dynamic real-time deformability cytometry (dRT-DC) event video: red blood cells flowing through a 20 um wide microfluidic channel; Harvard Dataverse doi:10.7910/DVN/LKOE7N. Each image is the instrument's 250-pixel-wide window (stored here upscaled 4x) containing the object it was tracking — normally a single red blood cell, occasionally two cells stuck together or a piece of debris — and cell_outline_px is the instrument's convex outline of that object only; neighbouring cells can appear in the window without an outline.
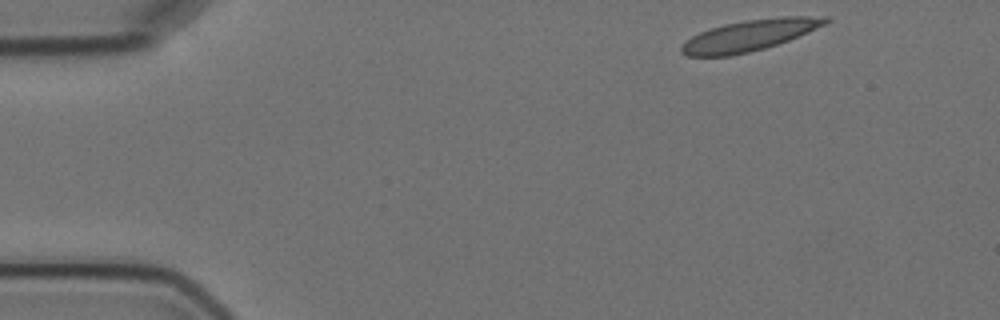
{"species": "Egyptian fruit bat (a non-hibernating species)", "species_latin": "Rousettus aegyptiacus", "temperature_condition": "cold", "stored_images_in_passage": 4, "segment_of_instrument_passage": [1, 2], "camera_frame_rate_fps": 3000, "um_per_image_px": 0.085, "animal": {"sex": "female"}, "frame": {"image": 1, "passage_image": 1, "time_ms": 0.0, "image_size_px": [1000, 320], "cell_outline_px": [[832, 20], [824, 24], [788, 40], [764, 48], [748, 52], [728, 56], [688, 56], [680, 52], [680, 48], [692, 36], [700, 32], [724, 24], [744, 20], [780, 16], [828, 16]], "centroid_in_image_um": [63.71, 2.99], "position_along_channel_um": 21.3, "area_um2": 25.72}}